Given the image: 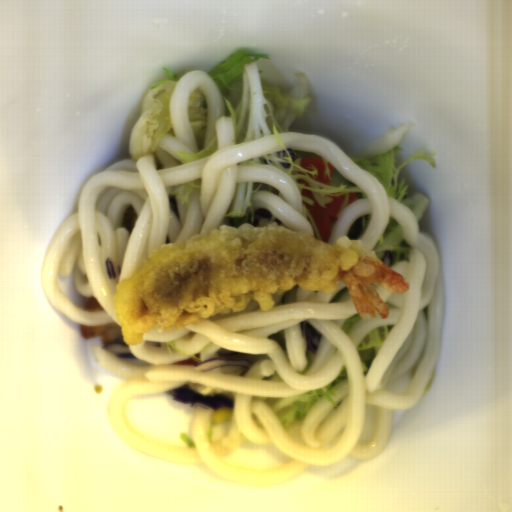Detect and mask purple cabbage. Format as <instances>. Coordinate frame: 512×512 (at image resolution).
Segmentation results:
<instances>
[{"mask_svg": "<svg viewBox=\"0 0 512 512\" xmlns=\"http://www.w3.org/2000/svg\"><path fill=\"white\" fill-rule=\"evenodd\" d=\"M170 397L173 401H181L187 406L205 409L232 408L233 398L226 395H201L196 391L181 387L174 390Z\"/></svg>", "mask_w": 512, "mask_h": 512, "instance_id": "obj_1", "label": "purple cabbage"}, {"mask_svg": "<svg viewBox=\"0 0 512 512\" xmlns=\"http://www.w3.org/2000/svg\"><path fill=\"white\" fill-rule=\"evenodd\" d=\"M253 364L252 360L247 359H233V358H215L208 362L194 366L197 372H212L221 367H250Z\"/></svg>", "mask_w": 512, "mask_h": 512, "instance_id": "obj_2", "label": "purple cabbage"}]
</instances>
